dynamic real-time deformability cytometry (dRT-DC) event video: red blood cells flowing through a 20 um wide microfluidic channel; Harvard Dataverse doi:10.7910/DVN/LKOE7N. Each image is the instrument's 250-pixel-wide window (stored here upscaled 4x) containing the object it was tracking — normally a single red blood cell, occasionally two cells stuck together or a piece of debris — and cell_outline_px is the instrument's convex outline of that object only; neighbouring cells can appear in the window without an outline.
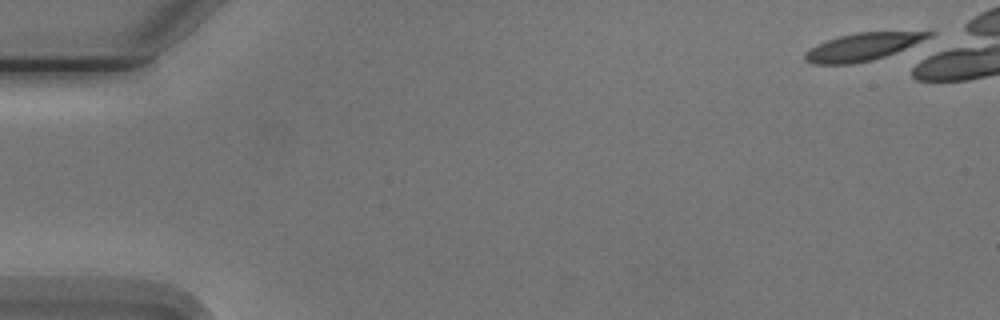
{"species": "Egyptian fruit bat (a non-hibernating species)", "species_latin": "Rousettus aegyptiacus", "temperature_condition": "cold", "stored_images_in_passage": 4, "segment_of_instrument_passage": [2, 2], "camera_frame_rate_fps": 3000, "um_per_image_px": 0.085, "animal": {"sex": "male"}, "frame": {"image": 1, "passage_image": 4, "time_ms": 4.667, "image_size_px": [1000, 320], "cell_outline_px": [[936, 32], [932, 40], [872, 60], [852, 64], [812, 64], [804, 60], [804, 52], [816, 44], [840, 36], [856, 32]], "centroid_in_image_um": [73.4, 3.98], "position_along_channel_um": 11.6, "area_um2": 20.23}}